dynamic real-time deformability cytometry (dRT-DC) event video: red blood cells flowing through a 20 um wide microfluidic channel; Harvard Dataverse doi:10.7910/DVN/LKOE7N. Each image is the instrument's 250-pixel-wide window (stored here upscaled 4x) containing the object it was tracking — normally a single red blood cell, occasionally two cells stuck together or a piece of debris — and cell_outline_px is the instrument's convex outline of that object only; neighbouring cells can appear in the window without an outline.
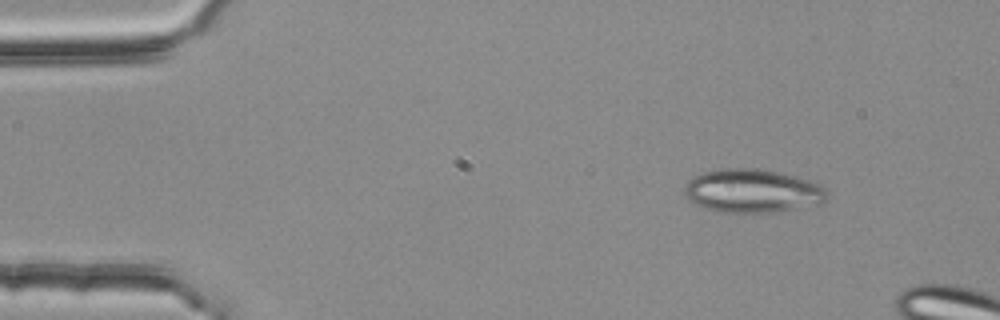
{"species": "common noctule bat (a hibernating species)", "species_latin": "Nyctalus noctula", "temperature_condition": "room temperature", "stored_images_in_passage": 8, "camera_frame_rate_fps": 3000, "um_per_image_px": 0.085, "animal": {"sex": "female", "body_mass_g": 25.1}, "frame": {"image": 1, "passage_image": 1, "time_ms": 0.0, "image_size_px": [1000, 320], "cell_outline_px": [[828, 196], [824, 200], [792, 208], [772, 212], [724, 212], [704, 208], [696, 204], [684, 192], [684, 184], [692, 176], [704, 172], [724, 168], [756, 168], [776, 172], [808, 180], [820, 184], [828, 192]], "centroid_in_image_um": [63.88, 16.2], "position_along_channel_um": 21.1, "area_um2": 35.37}}